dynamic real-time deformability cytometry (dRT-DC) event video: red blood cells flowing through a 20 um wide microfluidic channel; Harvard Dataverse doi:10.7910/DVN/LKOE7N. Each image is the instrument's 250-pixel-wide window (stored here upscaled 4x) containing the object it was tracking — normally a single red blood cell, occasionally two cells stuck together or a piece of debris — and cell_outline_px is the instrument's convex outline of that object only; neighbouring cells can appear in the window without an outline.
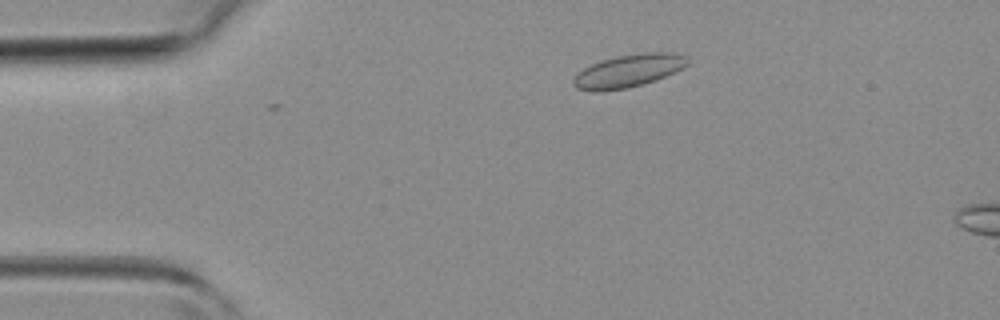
{"species": "common noctule bat (a hibernating species)", "species_latin": "Nyctalus noctula", "temperature_condition": "room temperature", "stored_images_in_passage": 5, "camera_frame_rate_fps": 3000, "um_per_image_px": 0.085, "animal": {"sex": "female", "body_mass_g": 19.3, "forearm_length_mm": 54.1}, "frame": {"image": 1, "passage_image": 2, "time_ms": 0.333, "image_size_px": [1000, 320], "cell_outline_px": [[688, 64], [684, 68], [656, 80], [644, 84], [624, 88], [600, 92], [596, 92], [576, 88], [572, 84], [572, 80], [584, 68], [592, 64], [616, 56], [644, 52], [668, 52], [684, 56], [688, 60]], "centroid_in_image_um": [53.42, 6.03], "position_along_channel_um": 31.6, "area_um2": 21.68}}